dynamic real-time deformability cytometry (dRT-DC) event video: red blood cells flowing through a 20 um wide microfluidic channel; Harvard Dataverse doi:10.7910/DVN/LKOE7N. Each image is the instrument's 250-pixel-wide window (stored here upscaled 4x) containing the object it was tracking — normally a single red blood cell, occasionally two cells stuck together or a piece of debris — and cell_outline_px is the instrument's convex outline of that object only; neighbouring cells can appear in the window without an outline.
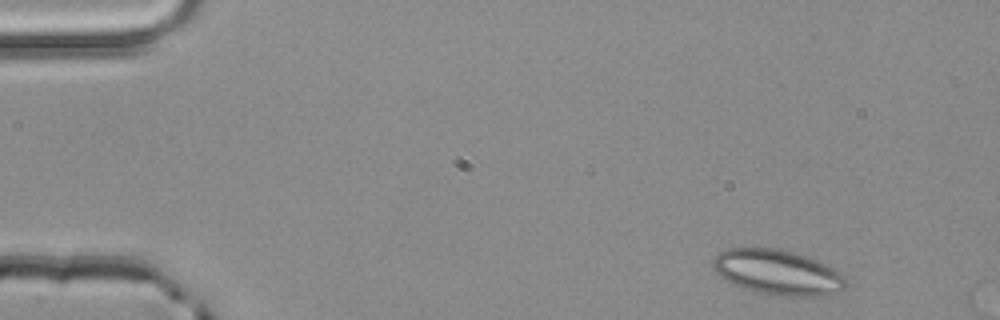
{"species": "common noctule bat (a hibernating species)", "species_latin": "Nyctalus noctula", "temperature_condition": "room temperature", "stored_images_in_passage": 2, "camera_frame_rate_fps": 3000, "um_per_image_px": 0.085, "animal": {"sex": "male", "body_mass_g": 20.4}, "frame": {"image": 1, "passage_image": 1, "time_ms": 0.0, "image_size_px": [1000, 320], "cell_outline_px": [[848, 284], [840, 292], [824, 296], [772, 296], [744, 288], [732, 284], [720, 276], [716, 272], [712, 264], [712, 260], [720, 252], [728, 248], [780, 248], [820, 260], [836, 268], [844, 276]], "centroid_in_image_um": [66.16, 23.15], "position_along_channel_um": 18.8, "area_um2": 35.49}}